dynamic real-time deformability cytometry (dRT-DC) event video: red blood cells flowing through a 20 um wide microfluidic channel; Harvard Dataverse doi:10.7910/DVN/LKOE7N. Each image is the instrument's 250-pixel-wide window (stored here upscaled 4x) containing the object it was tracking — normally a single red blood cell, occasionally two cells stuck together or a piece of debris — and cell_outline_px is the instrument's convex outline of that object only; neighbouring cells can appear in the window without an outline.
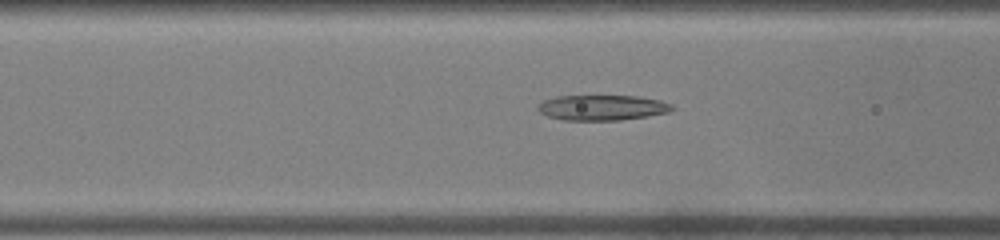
{"species": "common noctule bat (a hibernating species)", "species_latin": "Nyctalus noctula", "temperature_condition": "warm", "stored_images_in_passage": 35, "camera_frame_rate_fps": 3000, "um_per_image_px": 0.085, "animal": {"sex": "male", "body_mass_g": 19.0, "forearm_length_mm": 50.8}, "frame": {"image": 1, "passage_image": 13, "time_ms": 4.0, "image_size_px": [1000, 240], "cell_outline_px": [[676, 108], [668, 112], [648, 116], [620, 120], [564, 120], [548, 116], [540, 112], [536, 108], [536, 104], [544, 100], [556, 96], [636, 96], [660, 100], [672, 104]], "centroid_in_image_um": [51.18, 9.14], "position_along_channel_um": 115.4, "area_um2": 19.88}}
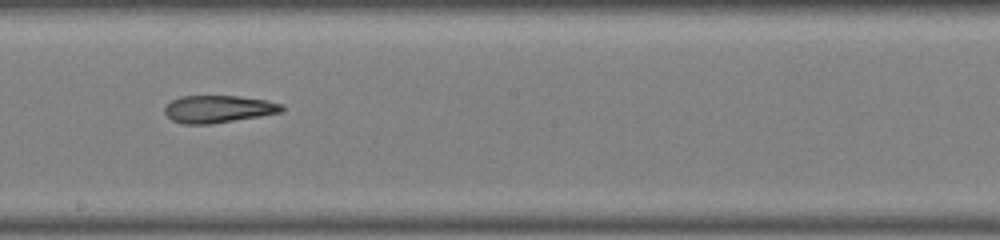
{"frame": {"image": 2, "passage_image": 21, "time_ms": 6.667, "image_size_px": [1000, 240], "cell_outline_px": [[284, 112], [260, 116], [208, 124], [184, 124], [172, 120], [164, 112], [164, 108], [172, 100], [180, 96], [240, 96], [268, 100], [284, 104]], "centroid_in_image_um": [18.6, 9.26], "position_along_channel_um": 229.6, "area_um2": 18.73}}
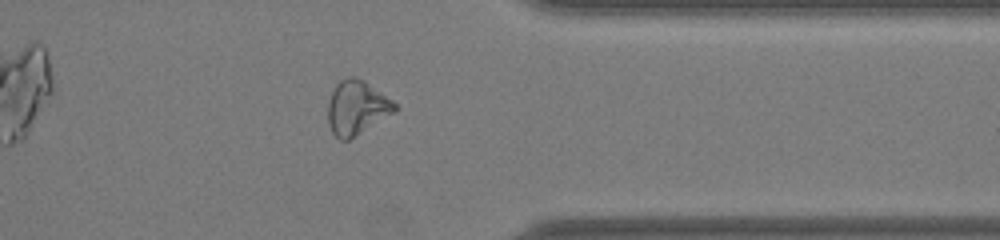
{"frame": {"image": 3, "passage_image": 32, "time_ms": 10.333, "image_size_px": [1000, 240], "cell_outline_px": [[400, 108], [396, 112], [348, 140], [340, 140], [332, 132], [328, 124], [328, 100], [332, 88], [340, 80], [348, 76], [356, 76], [364, 80], [392, 100]], "centroid_in_image_um": [30.32, 9.13], "position_along_channel_um": 381.1, "area_um2": 21.33}}